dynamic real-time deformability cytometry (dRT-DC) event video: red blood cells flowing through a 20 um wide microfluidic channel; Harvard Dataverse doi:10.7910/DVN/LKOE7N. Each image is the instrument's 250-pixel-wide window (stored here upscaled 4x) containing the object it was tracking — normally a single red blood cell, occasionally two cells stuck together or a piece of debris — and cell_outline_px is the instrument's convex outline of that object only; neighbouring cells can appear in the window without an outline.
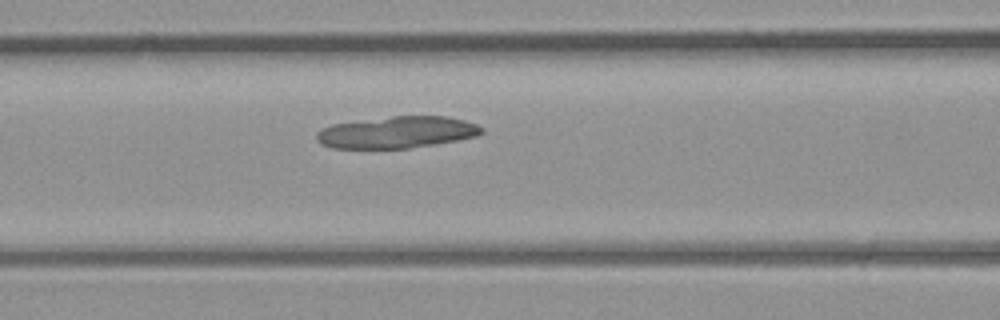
{"species": "common noctule bat (a hibernating species)", "species_latin": "Nyctalus noctula", "temperature_condition": "room temperature", "stored_images_in_passage": 3, "camera_frame_rate_fps": 3000, "um_per_image_px": 0.085, "animal": {"sex": "male", "body_mass_g": 23.1, "forearm_length_mm": 52.7}, "frame": {"image": 1, "passage_image": 3, "time_ms": 2.333, "image_size_px": [1000, 320], "cell_outline_px": [[484, 132], [476, 136], [436, 144], [408, 148], [332, 148], [320, 144], [316, 140], [316, 132], [332, 124], [392, 116], [448, 116], [464, 120], [476, 124], [484, 128]], "centroid_in_image_um": [33.74, 11.24], "position_along_channel_um": 132.9, "area_um2": 30.52}}